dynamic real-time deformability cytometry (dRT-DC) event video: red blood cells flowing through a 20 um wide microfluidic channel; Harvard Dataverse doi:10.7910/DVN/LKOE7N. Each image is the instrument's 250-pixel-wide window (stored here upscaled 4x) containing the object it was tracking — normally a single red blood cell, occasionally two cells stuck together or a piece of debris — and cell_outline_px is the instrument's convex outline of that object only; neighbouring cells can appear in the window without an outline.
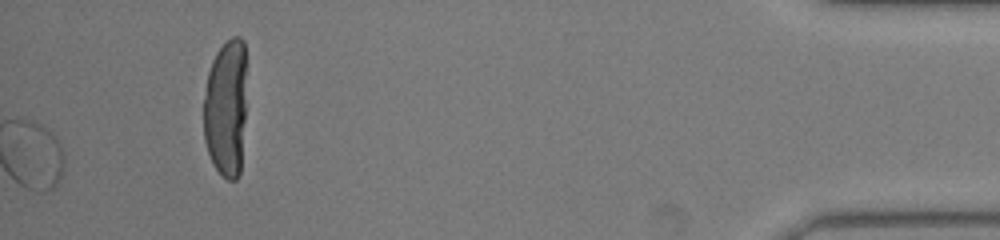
{"species": "common noctule bat (a hibernating species)", "species_latin": "Nyctalus noctula", "temperature_condition": "warm", "stored_images_in_passage": 45, "segment_of_instrument_passage": [2, 2], "camera_frame_rate_fps": 3000, "um_per_image_px": 0.085, "animal": {"sex": "male", "body_mass_g": 19.0, "forearm_length_mm": 50.8}, "frame": {"image": 1, "passage_image": 45, "time_ms": 14.667, "image_size_px": [1000, 240], "cell_outline_px": [[244, 120], [240, 172], [236, 180], [228, 180], [212, 164], [204, 140], [204, 96], [208, 72], [212, 60], [216, 52], [232, 36], [240, 36], [244, 40]], "centroid_in_image_um": [19.18, 9.19], "position_along_channel_um": 416.0, "area_um2": 34.16}}